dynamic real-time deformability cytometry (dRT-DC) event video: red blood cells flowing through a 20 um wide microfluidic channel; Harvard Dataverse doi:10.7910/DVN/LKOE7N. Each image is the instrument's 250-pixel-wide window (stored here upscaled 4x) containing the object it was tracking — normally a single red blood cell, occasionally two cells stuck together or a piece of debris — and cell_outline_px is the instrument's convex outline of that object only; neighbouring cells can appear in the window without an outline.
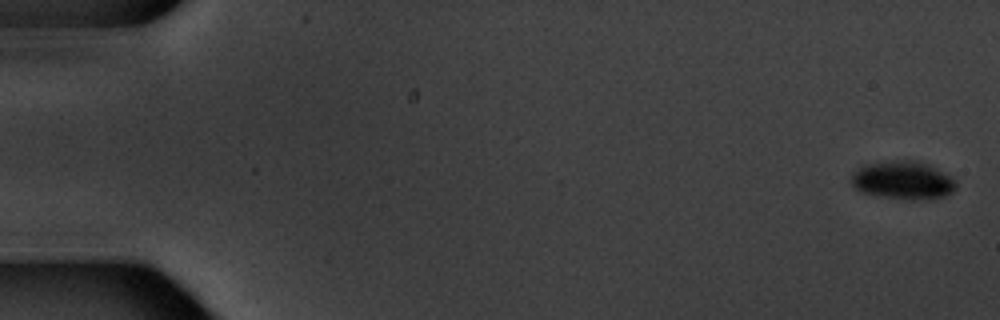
{"species": "common noctule bat (a hibernating species)", "species_latin": "Nyctalus noctula", "temperature_condition": "warm", "stored_images_in_passage": 8, "camera_frame_rate_fps": 3000, "um_per_image_px": 0.085, "animal": {"sex": "male", "body_mass_g": 20.1, "forearm_length_mm": 53.5}, "frame": {"image": 1, "passage_image": 1, "time_ms": 0.0, "image_size_px": [1000, 320], "cell_outline_px": [[956, 188], [952, 192], [944, 196], [920, 200], [912, 200], [880, 196], [864, 192], [856, 188], [852, 184], [852, 176], [860, 168], [868, 164], [892, 160], [912, 160], [928, 164], [944, 172], [956, 180]], "centroid_in_image_um": [76.81, 15.32], "position_along_channel_um": 8.2, "area_um2": 23.0}}
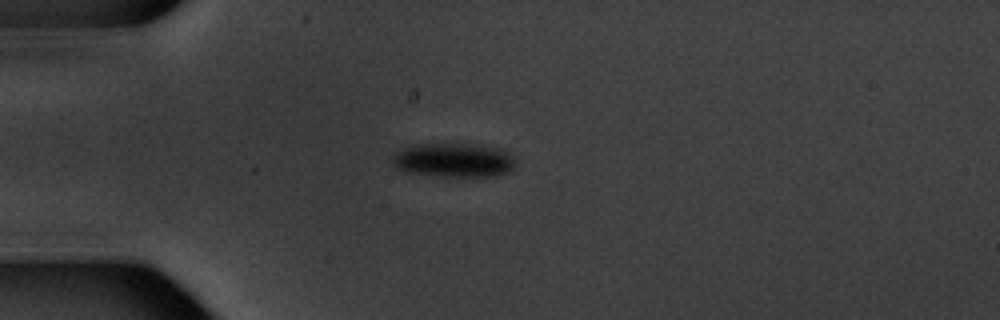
{"frame": {"image": 2, "passage_image": 5, "time_ms": 5.0, "image_size_px": [1000, 320], "cell_outline_px": [[512, 168], [508, 172], [496, 176], [444, 176], [404, 172], [396, 168], [392, 164], [392, 156], [416, 144], [468, 144], [500, 148], [512, 156]], "centroid_in_image_um": [38.54, 13.62], "position_along_channel_um": 46.5, "area_um2": 23.99}}